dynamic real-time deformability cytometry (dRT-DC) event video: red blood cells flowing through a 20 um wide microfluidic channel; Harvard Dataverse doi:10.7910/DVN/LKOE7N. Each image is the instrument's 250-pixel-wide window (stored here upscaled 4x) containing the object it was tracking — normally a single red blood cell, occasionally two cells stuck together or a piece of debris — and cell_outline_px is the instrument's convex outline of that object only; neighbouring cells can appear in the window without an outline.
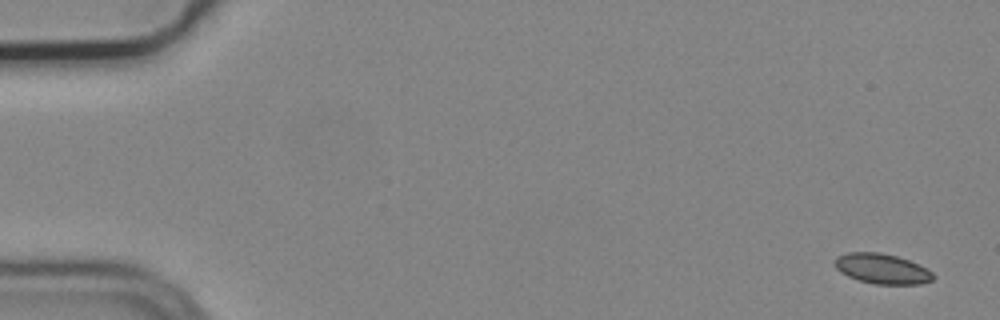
{"species": "common noctule bat (a hibernating species)", "species_latin": "Nyctalus noctula", "temperature_condition": "cold", "stored_images_in_passage": 1, "camera_frame_rate_fps": 3000, "um_per_image_px": 0.085, "animal": {"sex": "male", "body_mass_g": 19.2, "forearm_length_mm": 51.8}, "frame": {"image": 1, "passage_image": 1, "time_ms": 0.0, "image_size_px": [1000, 320], "cell_outline_px": [[936, 276], [932, 280], [920, 284], [876, 284], [860, 280], [848, 276], [840, 272], [832, 264], [836, 256], [848, 252], [880, 252], [896, 256], [920, 264], [932, 272]], "centroid_in_image_um": [74.96, 22.83], "position_along_channel_um": 10.0, "area_um2": 17.4}}